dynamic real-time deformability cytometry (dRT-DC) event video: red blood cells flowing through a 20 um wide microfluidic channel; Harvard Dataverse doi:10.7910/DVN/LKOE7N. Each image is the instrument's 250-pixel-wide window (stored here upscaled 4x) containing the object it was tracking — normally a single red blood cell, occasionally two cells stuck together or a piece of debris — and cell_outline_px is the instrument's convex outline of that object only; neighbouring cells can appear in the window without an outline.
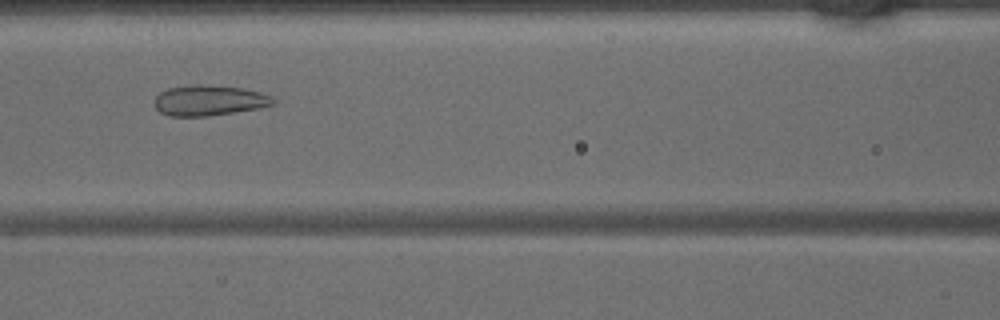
{"species": "common noctule bat (a hibernating species)", "species_latin": "Nyctalus noctula", "temperature_condition": "warm", "stored_images_in_passage": 43, "camera_frame_rate_fps": 3000, "um_per_image_px": 0.085, "animal": {"sex": "male", "body_mass_g": 15.6}, "frame": {"image": 1, "passage_image": 18, "time_ms": 5.667, "image_size_px": [1000, 320], "cell_outline_px": [[276, 100], [272, 104], [260, 108], [204, 116], [172, 116], [160, 112], [156, 108], [156, 96], [160, 92], [168, 88], [192, 84], [204, 84], [244, 88], [260, 92], [272, 96]], "centroid_in_image_um": [17.79, 8.52], "position_along_channel_um": 148.8, "area_um2": 20.98}}
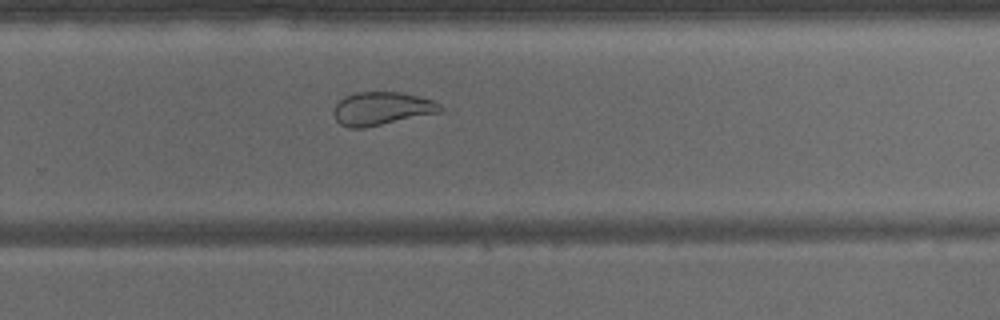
{"frame": {"image": 2, "passage_image": 28, "time_ms": 9.0, "image_size_px": [1000, 320], "cell_outline_px": [[444, 108], [440, 112], [364, 128], [348, 128], [340, 124], [336, 120], [332, 112], [332, 108], [344, 96], [356, 92], [400, 92], [432, 100], [440, 104]], "centroid_in_image_um": [32.4, 9.23], "position_along_channel_um": 297.4, "area_um2": 20.63}}
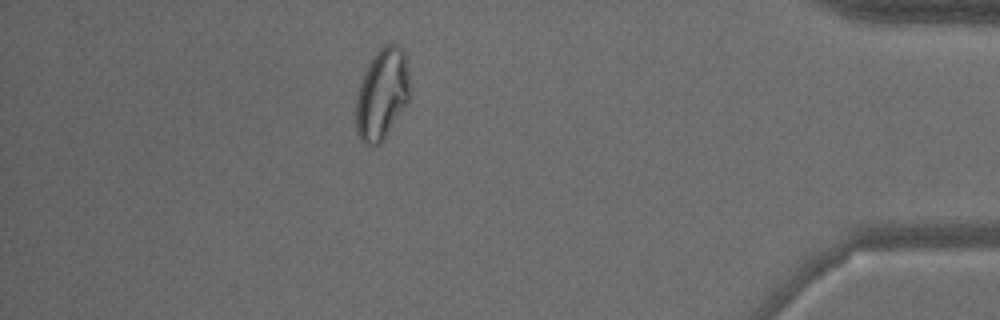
{"frame": {"image": 3, "passage_image": 38, "time_ms": 12.333, "image_size_px": [1000, 320], "cell_outline_px": [[408, 100], [384, 140], [380, 144], [364, 144], [360, 140], [356, 132], [356, 100], [360, 84], [368, 64], [372, 56], [384, 44], [396, 44], [404, 52], [408, 68]], "centroid_in_image_um": [32.45, 8.01], "position_along_channel_um": 402.8, "area_um2": 28.26}}